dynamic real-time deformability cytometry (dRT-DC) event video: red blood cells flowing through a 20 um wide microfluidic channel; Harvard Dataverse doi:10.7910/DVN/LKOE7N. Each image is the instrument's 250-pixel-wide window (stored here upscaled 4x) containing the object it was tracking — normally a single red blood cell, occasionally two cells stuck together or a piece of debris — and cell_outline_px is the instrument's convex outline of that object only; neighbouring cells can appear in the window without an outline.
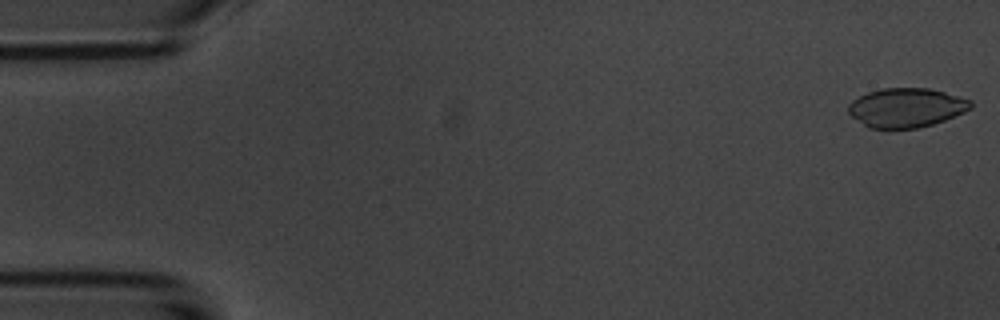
{"species": "common noctule bat (a hibernating species)", "species_latin": "Nyctalus noctula", "temperature_condition": "room temperature", "stored_images_in_passage": 54, "camera_frame_rate_fps": 3000, "um_per_image_px": 0.085, "animal": {"sex": "male", "body_mass_g": 20.1, "forearm_length_mm": 53.5}, "frame": {"image": 1, "passage_image": 1, "time_ms": 0.0, "image_size_px": [1000, 320], "cell_outline_px": [[972, 108], [964, 112], [944, 120], [932, 124], [916, 128], [888, 132], [868, 128], [852, 116], [848, 112], [848, 104], [852, 100], [868, 92], [884, 88], [928, 88], [944, 92], [972, 100]], "centroid_in_image_um": [77.0, 9.19], "position_along_channel_um": 8.0, "area_um2": 28.5}}
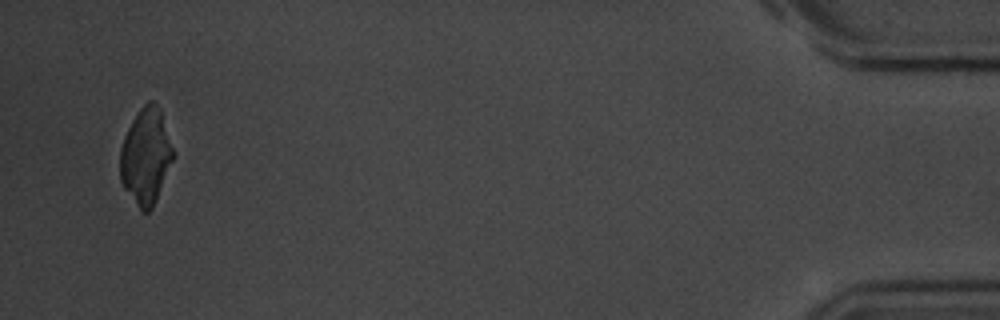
{"frame": {"image": 2, "passage_image": 52, "time_ms": 17.0, "image_size_px": [1000, 320], "cell_outline_px": [[176, 156], [152, 208], [148, 212], [140, 212], [124, 188], [120, 180], [120, 148], [124, 136], [132, 120], [140, 108], [148, 100], [152, 100], [156, 104], [160, 112]], "centroid_in_image_um": [12.39, 13.33], "position_along_channel_um": 422.8, "area_um2": 29.77}}